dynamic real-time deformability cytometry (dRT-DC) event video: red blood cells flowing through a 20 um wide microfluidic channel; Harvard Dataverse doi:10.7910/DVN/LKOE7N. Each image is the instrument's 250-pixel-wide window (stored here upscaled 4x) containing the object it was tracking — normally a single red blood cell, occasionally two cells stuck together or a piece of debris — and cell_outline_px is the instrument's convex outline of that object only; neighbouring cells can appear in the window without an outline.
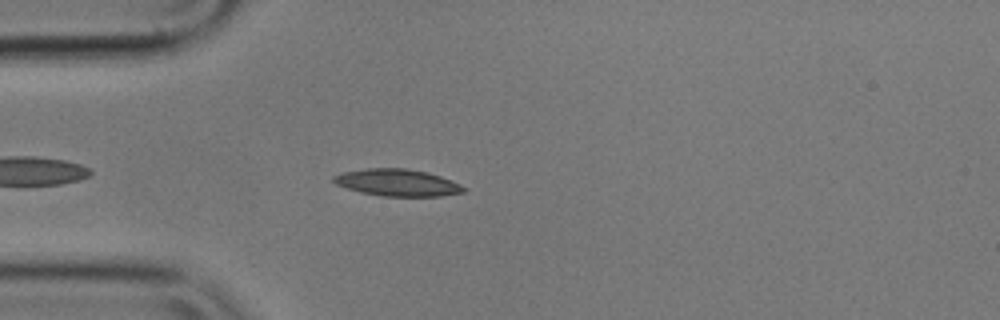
{"species": "common noctule bat (a hibernating species)", "species_latin": "Nyctalus noctula", "temperature_condition": "cold", "stored_images_in_passage": 46, "camera_frame_rate_fps": 3000, "um_per_image_px": 0.085, "animal": {"sex": "male", "body_mass_g": 17.9}, "frame": {"image": 1, "passage_image": 5, "time_ms": 1.333, "image_size_px": [1000, 320], "cell_outline_px": [[468, 188], [464, 192], [440, 196], [380, 196], [360, 192], [336, 184], [332, 180], [332, 176], [340, 172], [364, 168], [408, 168], [428, 172], [452, 180]], "centroid_in_image_um": [33.77, 15.51], "position_along_channel_um": 51.2, "area_um2": 20.69}}
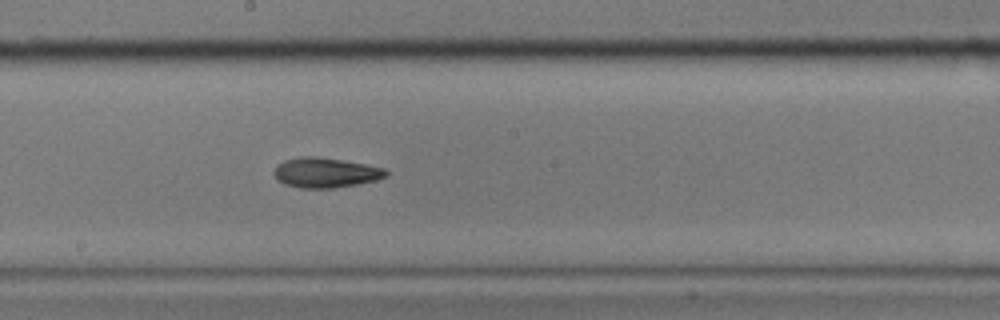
{"frame": {"image": 2, "passage_image": 20, "time_ms": 6.333, "image_size_px": [1000, 320], "cell_outline_px": [[388, 176], [376, 180], [356, 184], [332, 188], [300, 188], [284, 184], [272, 172], [276, 164], [284, 160], [300, 156], [316, 156], [344, 160], [384, 168], [388, 172]], "centroid_in_image_um": [27.65, 14.66], "position_along_channel_um": 220.6, "area_um2": 19.59}}
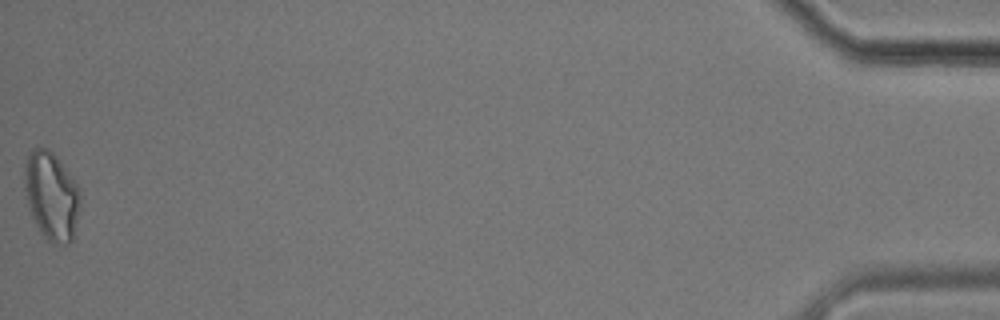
{"frame": {"image": 3, "passage_image": 46, "time_ms": 15.0, "image_size_px": [1000, 320], "cell_outline_px": [[80, 208], [76, 236], [68, 244], [52, 244], [44, 236], [36, 224], [32, 216], [28, 204], [24, 188], [24, 164], [28, 152], [32, 148], [48, 148], [56, 156], [76, 184], [80, 192]], "centroid_in_image_um": [4.38, 16.68], "position_along_channel_um": 430.8, "area_um2": 28.96}, "authors_computed_cell_mechanics": {"area_um2": 19.6809, "velocity_mm_per_s": 3.5512, "shape_relaxation_time_tau1_ms": 4.8504, "shape_relaxation_time_tau2_ms": 6.6506, "deformation_change_tau1": 0.1148, "deformation_change_tau2": 0.1401}}